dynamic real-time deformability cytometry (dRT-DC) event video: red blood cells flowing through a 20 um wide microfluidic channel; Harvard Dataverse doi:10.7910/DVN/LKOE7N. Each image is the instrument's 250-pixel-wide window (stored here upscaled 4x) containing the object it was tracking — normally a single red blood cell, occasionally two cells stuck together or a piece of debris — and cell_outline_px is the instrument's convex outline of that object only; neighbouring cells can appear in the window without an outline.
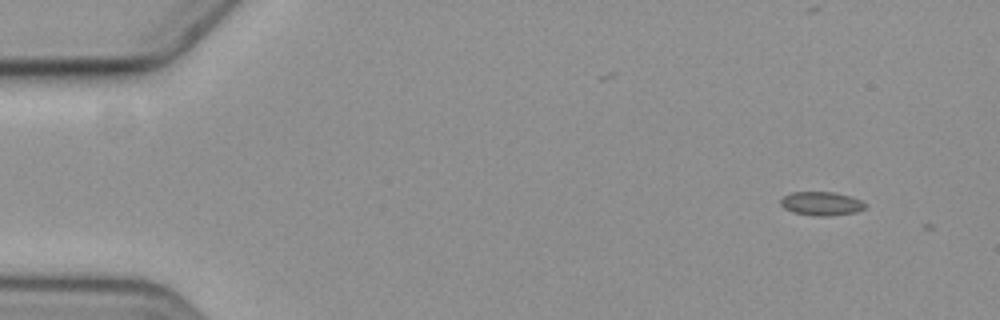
{"species": "common noctule bat (a hibernating species)", "species_latin": "Nyctalus noctula", "temperature_condition": "cold", "stored_images_in_passage": 2, "camera_frame_rate_fps": 3000, "um_per_image_px": 0.085, "animal": {"sex": "female", "body_mass_g": 19.3, "forearm_length_mm": 54.1}, "frame": {"image": 1, "passage_image": 1, "time_ms": 0.0, "image_size_px": [1000, 320], "cell_outline_px": [[864, 208], [856, 212], [828, 216], [812, 216], [792, 212], [784, 208], [780, 204], [780, 200], [784, 196], [792, 192], [832, 192], [848, 196], [860, 200], [864, 204]], "centroid_in_image_um": [69.76, 17.31], "position_along_channel_um": 15.2, "area_um2": 11.56}}